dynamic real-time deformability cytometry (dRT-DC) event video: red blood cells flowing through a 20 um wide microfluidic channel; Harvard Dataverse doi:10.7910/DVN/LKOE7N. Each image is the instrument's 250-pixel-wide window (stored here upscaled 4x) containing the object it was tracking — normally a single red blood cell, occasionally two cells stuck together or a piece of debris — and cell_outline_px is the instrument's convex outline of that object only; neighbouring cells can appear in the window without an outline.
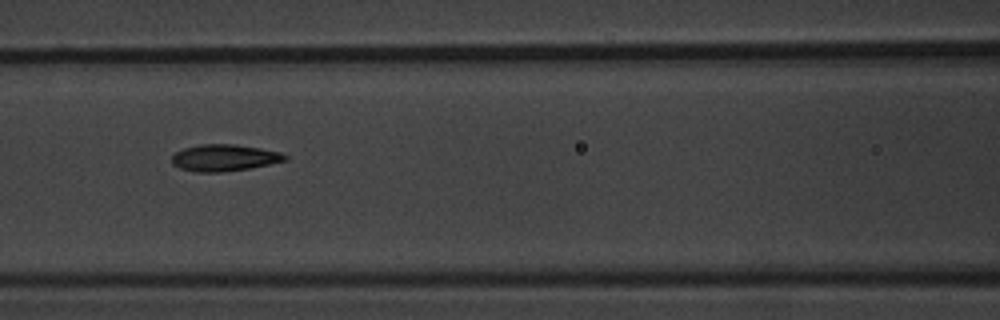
{"species": "common noctule bat (a hibernating species)", "species_latin": "Nyctalus noctula", "temperature_condition": "warm", "stored_images_in_passage": 7, "camera_frame_rate_fps": 3000, "um_per_image_px": 0.085, "animal": {"sex": "male", "body_mass_g": 20.1, "forearm_length_mm": 53.5}, "frame": {"image": 1, "passage_image": 3, "time_ms": 2.333, "image_size_px": [1000, 320], "cell_outline_px": [[288, 160], [252, 168], [220, 172], [196, 172], [180, 168], [172, 164], [172, 156], [176, 152], [184, 148], [200, 144], [236, 144], [260, 148], [280, 152], [288, 156]], "centroid_in_image_um": [19.08, 13.41], "position_along_channel_um": 147.5, "area_um2": 17.69}}
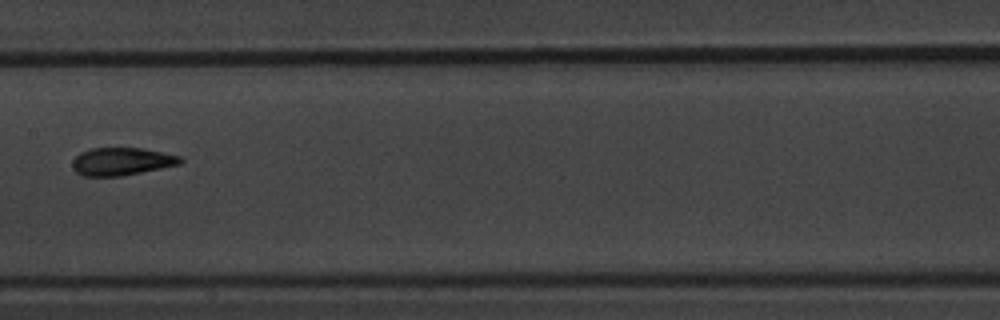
{"frame": {"image": 2, "passage_image": 4, "time_ms": 3.667, "image_size_px": [1000, 320], "cell_outline_px": [[184, 160], [180, 164], [120, 176], [84, 176], [76, 172], [72, 168], [72, 160], [80, 152], [88, 148], [144, 148], [180, 156]], "centroid_in_image_um": [10.31, 13.71], "position_along_channel_um": 197.1, "area_um2": 17.46}}
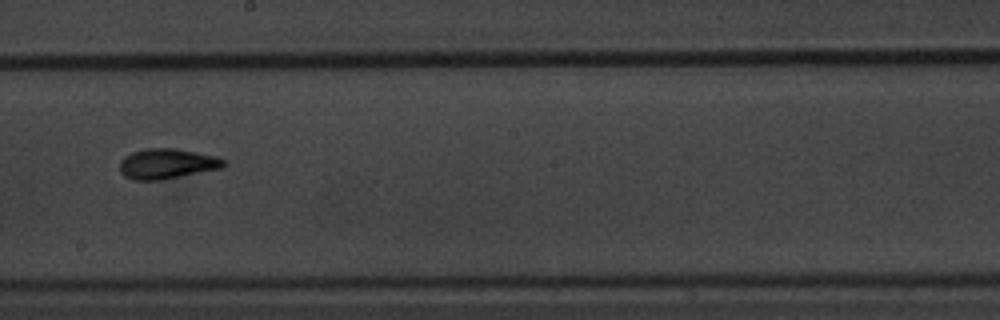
{"frame": {"image": 3, "passage_image": 5, "time_ms": 4.667, "image_size_px": [1000, 320], "cell_outline_px": [[228, 164], [224, 168], [160, 180], [132, 180], [124, 176], [120, 172], [120, 160], [124, 156], [132, 152], [144, 148], [176, 148], [216, 156], [228, 160]], "centroid_in_image_um": [14.23, 13.91], "position_along_channel_um": 234.0, "area_um2": 18.67}}